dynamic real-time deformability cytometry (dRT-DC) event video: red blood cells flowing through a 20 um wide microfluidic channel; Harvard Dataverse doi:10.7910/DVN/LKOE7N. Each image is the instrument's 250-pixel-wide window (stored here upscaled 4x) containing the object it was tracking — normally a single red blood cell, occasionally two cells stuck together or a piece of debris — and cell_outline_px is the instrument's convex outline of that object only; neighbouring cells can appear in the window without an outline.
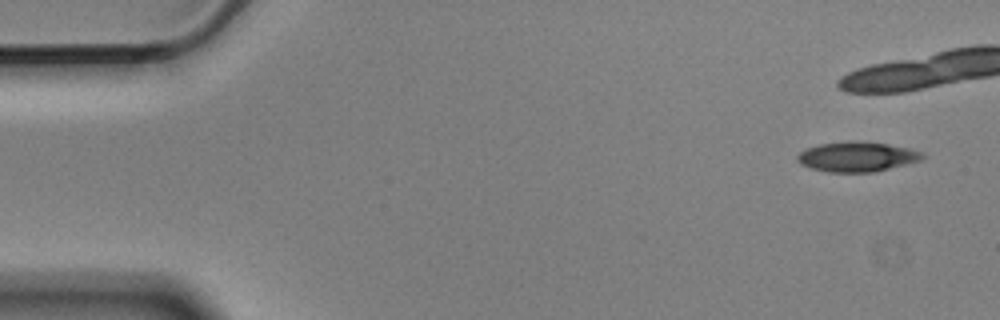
{"species": "Egyptian fruit bat (a non-hibernating species)", "species_latin": "Rousettus aegyptiacus", "temperature_condition": "cold", "stored_images_in_passage": 8, "camera_frame_rate_fps": 3000, "um_per_image_px": 0.085, "animal": {"sex": "male"}, "frame": {"image": 1, "passage_image": 1, "time_ms": 0.0, "image_size_px": [1000, 320], "cell_outline_px": [[928, 156], [920, 160], [876, 172], [828, 172], [812, 168], [800, 164], [796, 160], [796, 156], [800, 152], [808, 148], [820, 144], [852, 140], [888, 144], [908, 148], [924, 152]], "centroid_in_image_um": [72.87, 13.32], "position_along_channel_um": 12.1, "area_um2": 21.85}}
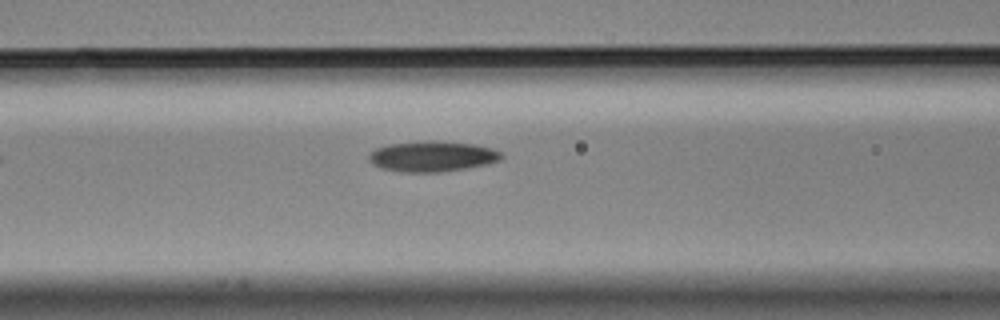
{"frame": {"image": 2, "passage_image": 8, "time_ms": 2.333, "image_size_px": [1000, 320], "cell_outline_px": [[504, 156], [500, 160], [488, 164], [440, 172], [400, 172], [380, 168], [372, 164], [368, 160], [368, 156], [376, 148], [388, 144], [476, 144], [492, 148], [500, 152]], "centroid_in_image_um": [36.74, 13.35], "position_along_channel_um": 129.9, "area_um2": 22.43}}